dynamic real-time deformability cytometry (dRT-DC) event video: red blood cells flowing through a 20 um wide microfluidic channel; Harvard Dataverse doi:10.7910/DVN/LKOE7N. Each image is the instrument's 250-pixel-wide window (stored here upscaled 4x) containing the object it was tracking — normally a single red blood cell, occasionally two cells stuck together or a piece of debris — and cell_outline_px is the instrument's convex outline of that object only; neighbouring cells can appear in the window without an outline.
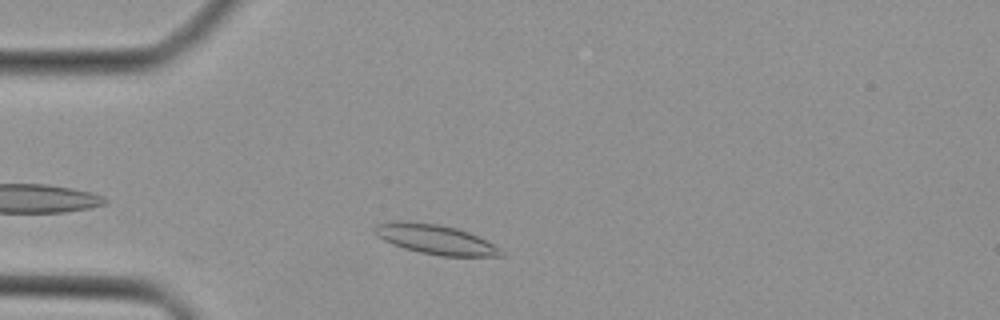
{"species": "Egyptian fruit bat (a non-hibernating species)", "species_latin": "Rousettus aegyptiacus", "temperature_condition": "cold", "stored_images_in_passage": 37, "camera_frame_rate_fps": 3000, "um_per_image_px": 0.085, "animal": {"sex": "female"}, "frame": {"image": 1, "passage_image": 4, "time_ms": 1.0, "image_size_px": [1000, 320], "cell_outline_px": [[504, 256], [440, 256], [420, 252], [404, 248], [392, 244], [376, 236], [372, 232], [372, 228], [376, 224], [396, 220], [408, 220], [436, 224], [456, 228], [468, 232], [500, 248], [504, 252]], "centroid_in_image_um": [36.93, 20.33], "position_along_channel_um": 48.1, "area_um2": 21.91}}
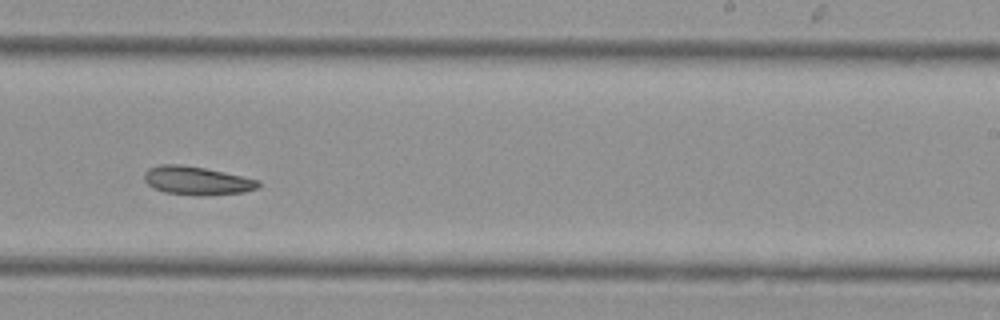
{"frame": {"image": 2, "passage_image": 20, "time_ms": 6.333, "image_size_px": [1000, 320], "cell_outline_px": [[260, 184], [256, 188], [244, 192], [208, 196], [196, 196], [164, 192], [152, 188], [144, 180], [144, 172], [148, 168], [160, 164], [180, 164], [204, 168], [224, 172], [260, 180]], "centroid_in_image_um": [16.7, 15.36], "position_along_channel_um": 272.3, "area_um2": 19.13}}
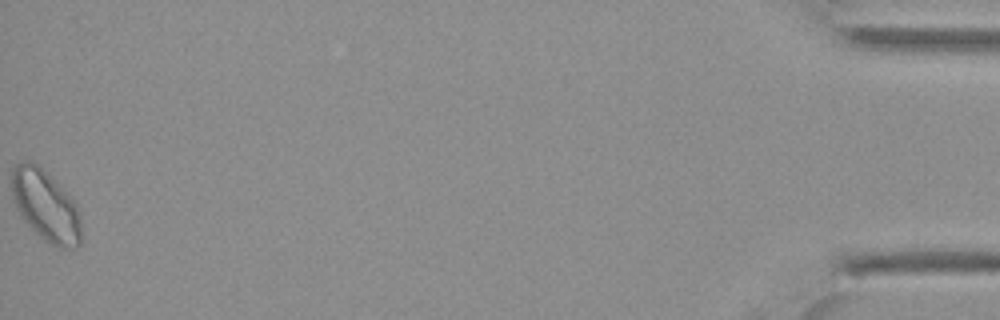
{"frame": {"image": 3, "passage_image": 37, "time_ms": 12.0, "image_size_px": [1000, 320], "cell_outline_px": [[80, 244], [72, 248], [60, 248], [48, 244], [20, 216], [12, 200], [12, 168], [16, 164], [24, 160], [32, 160], [40, 164], [72, 196], [80, 212]], "centroid_in_image_um": [3.88, 17.43], "position_along_channel_um": 431.3, "area_um2": 29.42}}